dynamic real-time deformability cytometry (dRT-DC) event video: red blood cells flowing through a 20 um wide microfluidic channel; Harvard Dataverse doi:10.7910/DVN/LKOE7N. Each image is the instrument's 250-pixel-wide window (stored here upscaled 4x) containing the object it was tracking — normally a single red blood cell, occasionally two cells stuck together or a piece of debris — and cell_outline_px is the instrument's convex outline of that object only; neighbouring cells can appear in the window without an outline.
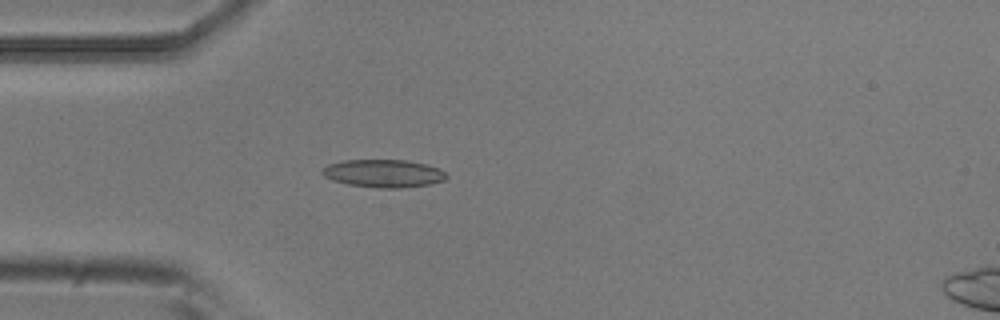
{"species": "common noctule bat (a hibernating species)", "species_latin": "Nyctalus noctula", "temperature_condition": "room temperature", "stored_images_in_passage": 1, "camera_frame_rate_fps": 3000, "um_per_image_px": 0.085, "animal": {"sex": "male", "body_mass_g": 20.5, "forearm_length_mm": 52.5}, "frame": {"image": 1, "passage_image": 1, "time_ms": 0.0, "image_size_px": [1000, 320], "cell_outline_px": [[448, 176], [444, 180], [432, 184], [400, 188], [380, 188], [348, 184], [332, 180], [324, 176], [320, 172], [328, 164], [344, 160], [404, 160], [428, 164], [440, 168]], "centroid_in_image_um": [32.62, 14.74], "position_along_channel_um": 52.4, "area_um2": 20.23}}